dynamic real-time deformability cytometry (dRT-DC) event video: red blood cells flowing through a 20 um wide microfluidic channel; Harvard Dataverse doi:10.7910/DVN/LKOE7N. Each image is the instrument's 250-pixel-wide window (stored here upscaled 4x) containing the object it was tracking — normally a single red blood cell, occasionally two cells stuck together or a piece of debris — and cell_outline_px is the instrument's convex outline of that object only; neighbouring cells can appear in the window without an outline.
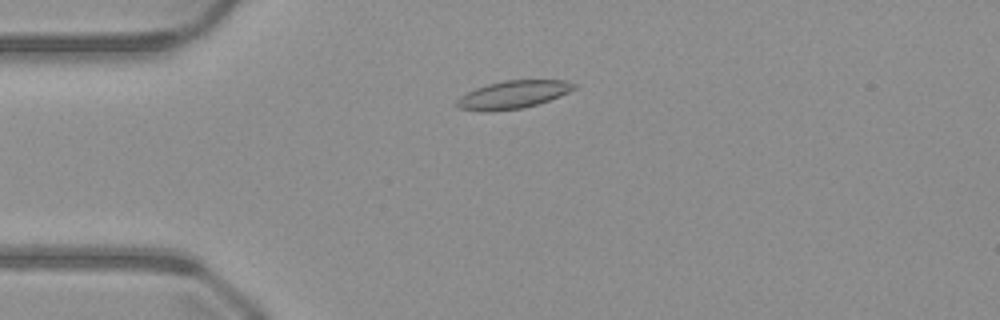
{"species": "common noctule bat (a hibernating species)", "species_latin": "Nyctalus noctula", "temperature_condition": "warm", "stored_images_in_passage": 50, "camera_frame_rate_fps": 3000, "um_per_image_px": 0.085, "animal": {"sex": "male", "body_mass_g": 23.1, "forearm_length_mm": 52.7}, "frame": {"image": 1, "passage_image": 12, "time_ms": 3.667, "image_size_px": [1000, 320], "cell_outline_px": [[576, 88], [560, 96], [524, 108], [488, 112], [480, 112], [456, 108], [456, 100], [460, 96], [476, 88], [488, 84], [504, 80], [564, 80], [576, 84]], "centroid_in_image_um": [43.56, 8.06], "position_along_channel_um": 41.4, "area_um2": 19.13}}
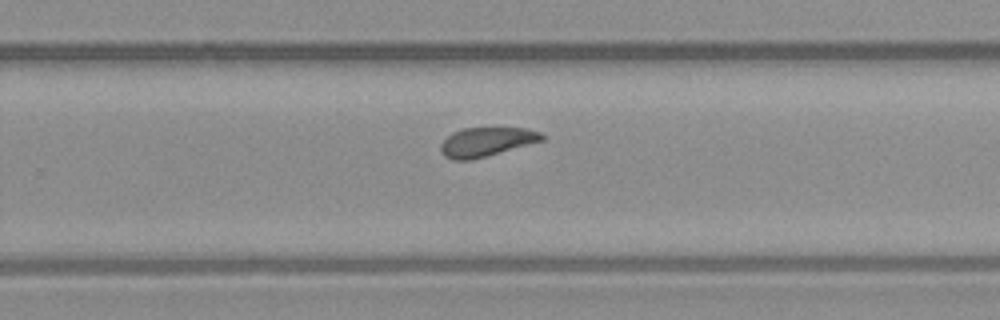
{"frame": {"image": 2, "passage_image": 32, "time_ms": 10.333, "image_size_px": [1000, 320], "cell_outline_px": [[544, 140], [472, 160], [452, 160], [444, 156], [440, 148], [440, 144], [452, 132], [464, 128], [528, 128], [540, 132], [544, 136]], "centroid_in_image_um": [41.33, 12.06], "position_along_channel_um": 288.5, "area_um2": 17.11}}
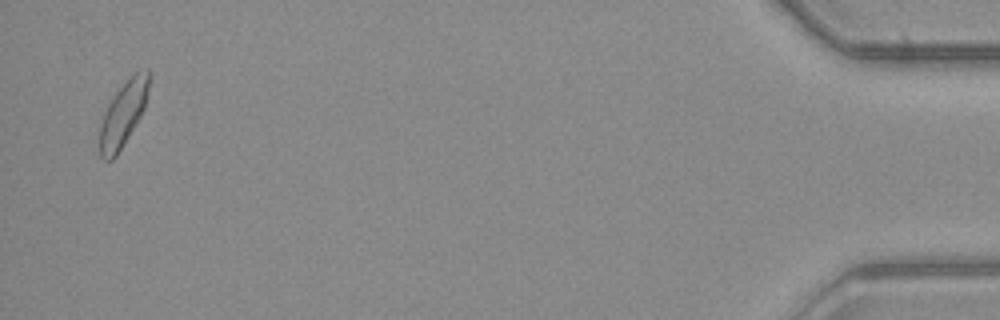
{"frame": {"image": 3, "passage_image": 49, "time_ms": 16.0, "image_size_px": [1000, 320], "cell_outline_px": [[152, 76], [144, 108], [140, 116], [116, 156], [112, 160], [104, 160], [100, 156], [100, 124], [104, 112], [112, 96], [132, 72], [148, 68], [152, 72]], "centroid_in_image_um": [10.5, 9.58], "position_along_channel_um": 424.7, "area_um2": 18.84}}